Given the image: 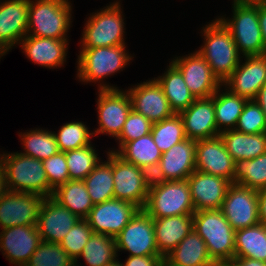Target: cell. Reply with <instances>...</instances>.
<instances>
[{
    "label": "cell",
    "mask_w": 266,
    "mask_h": 266,
    "mask_svg": "<svg viewBox=\"0 0 266 266\" xmlns=\"http://www.w3.org/2000/svg\"><path fill=\"white\" fill-rule=\"evenodd\" d=\"M6 189L11 192L34 193L44 198L50 197L54 189L49 185L42 160L23 154L0 155Z\"/></svg>",
    "instance_id": "6da1fadb"
},
{
    "label": "cell",
    "mask_w": 266,
    "mask_h": 266,
    "mask_svg": "<svg viewBox=\"0 0 266 266\" xmlns=\"http://www.w3.org/2000/svg\"><path fill=\"white\" fill-rule=\"evenodd\" d=\"M205 44L197 52L208 62L214 75L223 83L239 65L240 54L231 32L216 19L203 27Z\"/></svg>",
    "instance_id": "7a4b0ae2"
},
{
    "label": "cell",
    "mask_w": 266,
    "mask_h": 266,
    "mask_svg": "<svg viewBox=\"0 0 266 266\" xmlns=\"http://www.w3.org/2000/svg\"><path fill=\"white\" fill-rule=\"evenodd\" d=\"M193 229L206 243L215 263L234 259L235 230L221 210H201L193 214Z\"/></svg>",
    "instance_id": "3957f363"
},
{
    "label": "cell",
    "mask_w": 266,
    "mask_h": 266,
    "mask_svg": "<svg viewBox=\"0 0 266 266\" xmlns=\"http://www.w3.org/2000/svg\"><path fill=\"white\" fill-rule=\"evenodd\" d=\"M143 210L153 219L194 214L195 208L187 179L151 180L147 202Z\"/></svg>",
    "instance_id": "277c9868"
},
{
    "label": "cell",
    "mask_w": 266,
    "mask_h": 266,
    "mask_svg": "<svg viewBox=\"0 0 266 266\" xmlns=\"http://www.w3.org/2000/svg\"><path fill=\"white\" fill-rule=\"evenodd\" d=\"M70 4L68 0H29L26 35L67 40L72 15Z\"/></svg>",
    "instance_id": "5b68a950"
},
{
    "label": "cell",
    "mask_w": 266,
    "mask_h": 266,
    "mask_svg": "<svg viewBox=\"0 0 266 266\" xmlns=\"http://www.w3.org/2000/svg\"><path fill=\"white\" fill-rule=\"evenodd\" d=\"M125 45L82 48L78 56V78L83 82L102 81L122 70L132 60Z\"/></svg>",
    "instance_id": "8992f818"
},
{
    "label": "cell",
    "mask_w": 266,
    "mask_h": 266,
    "mask_svg": "<svg viewBox=\"0 0 266 266\" xmlns=\"http://www.w3.org/2000/svg\"><path fill=\"white\" fill-rule=\"evenodd\" d=\"M118 1L92 13L83 31L81 48L125 45L124 18Z\"/></svg>",
    "instance_id": "52a82bcc"
},
{
    "label": "cell",
    "mask_w": 266,
    "mask_h": 266,
    "mask_svg": "<svg viewBox=\"0 0 266 266\" xmlns=\"http://www.w3.org/2000/svg\"><path fill=\"white\" fill-rule=\"evenodd\" d=\"M233 18H218L231 32L239 54L263 55L264 45L258 18V5H233Z\"/></svg>",
    "instance_id": "ba28073f"
},
{
    "label": "cell",
    "mask_w": 266,
    "mask_h": 266,
    "mask_svg": "<svg viewBox=\"0 0 266 266\" xmlns=\"http://www.w3.org/2000/svg\"><path fill=\"white\" fill-rule=\"evenodd\" d=\"M114 199L125 200L144 209L151 175L113 152Z\"/></svg>",
    "instance_id": "9c48e42d"
},
{
    "label": "cell",
    "mask_w": 266,
    "mask_h": 266,
    "mask_svg": "<svg viewBox=\"0 0 266 266\" xmlns=\"http://www.w3.org/2000/svg\"><path fill=\"white\" fill-rule=\"evenodd\" d=\"M99 87L97 99L99 128L93 134L96 136L99 133H108L117 138L132 110L129 94L107 84H100Z\"/></svg>",
    "instance_id": "30bf717a"
},
{
    "label": "cell",
    "mask_w": 266,
    "mask_h": 266,
    "mask_svg": "<svg viewBox=\"0 0 266 266\" xmlns=\"http://www.w3.org/2000/svg\"><path fill=\"white\" fill-rule=\"evenodd\" d=\"M116 251L126 250L129 256L161 255L158 252L153 218L140 209L115 237Z\"/></svg>",
    "instance_id": "8fae6325"
},
{
    "label": "cell",
    "mask_w": 266,
    "mask_h": 266,
    "mask_svg": "<svg viewBox=\"0 0 266 266\" xmlns=\"http://www.w3.org/2000/svg\"><path fill=\"white\" fill-rule=\"evenodd\" d=\"M258 208L257 190L231 183L221 211L236 231L260 223Z\"/></svg>",
    "instance_id": "7c38bea8"
},
{
    "label": "cell",
    "mask_w": 266,
    "mask_h": 266,
    "mask_svg": "<svg viewBox=\"0 0 266 266\" xmlns=\"http://www.w3.org/2000/svg\"><path fill=\"white\" fill-rule=\"evenodd\" d=\"M139 210L131 202L111 199L95 204L85 219L94 233L116 237Z\"/></svg>",
    "instance_id": "4fadbf2b"
},
{
    "label": "cell",
    "mask_w": 266,
    "mask_h": 266,
    "mask_svg": "<svg viewBox=\"0 0 266 266\" xmlns=\"http://www.w3.org/2000/svg\"><path fill=\"white\" fill-rule=\"evenodd\" d=\"M44 197L6 191L0 199V227L36 226Z\"/></svg>",
    "instance_id": "5bb4252c"
},
{
    "label": "cell",
    "mask_w": 266,
    "mask_h": 266,
    "mask_svg": "<svg viewBox=\"0 0 266 266\" xmlns=\"http://www.w3.org/2000/svg\"><path fill=\"white\" fill-rule=\"evenodd\" d=\"M196 140L185 139L162 153L155 171L151 175L154 181L187 179L196 170Z\"/></svg>",
    "instance_id": "9a60e30c"
},
{
    "label": "cell",
    "mask_w": 266,
    "mask_h": 266,
    "mask_svg": "<svg viewBox=\"0 0 266 266\" xmlns=\"http://www.w3.org/2000/svg\"><path fill=\"white\" fill-rule=\"evenodd\" d=\"M172 63L183 75L186 86L195 98L211 97L222 86L208 62L197 51L186 57H177Z\"/></svg>",
    "instance_id": "2e32d148"
},
{
    "label": "cell",
    "mask_w": 266,
    "mask_h": 266,
    "mask_svg": "<svg viewBox=\"0 0 266 266\" xmlns=\"http://www.w3.org/2000/svg\"><path fill=\"white\" fill-rule=\"evenodd\" d=\"M245 63L222 83L225 88L240 97L254 100L261 87L266 83V54L244 56Z\"/></svg>",
    "instance_id": "e0dca14e"
},
{
    "label": "cell",
    "mask_w": 266,
    "mask_h": 266,
    "mask_svg": "<svg viewBox=\"0 0 266 266\" xmlns=\"http://www.w3.org/2000/svg\"><path fill=\"white\" fill-rule=\"evenodd\" d=\"M132 110L143 115L152 123L174 115L158 81L149 80L127 90Z\"/></svg>",
    "instance_id": "ac0fdd59"
},
{
    "label": "cell",
    "mask_w": 266,
    "mask_h": 266,
    "mask_svg": "<svg viewBox=\"0 0 266 266\" xmlns=\"http://www.w3.org/2000/svg\"><path fill=\"white\" fill-rule=\"evenodd\" d=\"M29 0L0 3V57L20 43L28 28Z\"/></svg>",
    "instance_id": "d6986e66"
},
{
    "label": "cell",
    "mask_w": 266,
    "mask_h": 266,
    "mask_svg": "<svg viewBox=\"0 0 266 266\" xmlns=\"http://www.w3.org/2000/svg\"><path fill=\"white\" fill-rule=\"evenodd\" d=\"M79 219L50 196L42 202L36 227L42 241L60 243Z\"/></svg>",
    "instance_id": "ffe728a7"
},
{
    "label": "cell",
    "mask_w": 266,
    "mask_h": 266,
    "mask_svg": "<svg viewBox=\"0 0 266 266\" xmlns=\"http://www.w3.org/2000/svg\"><path fill=\"white\" fill-rule=\"evenodd\" d=\"M196 170L226 178L232 183L234 160L221 136L196 141Z\"/></svg>",
    "instance_id": "44dd1931"
},
{
    "label": "cell",
    "mask_w": 266,
    "mask_h": 266,
    "mask_svg": "<svg viewBox=\"0 0 266 266\" xmlns=\"http://www.w3.org/2000/svg\"><path fill=\"white\" fill-rule=\"evenodd\" d=\"M42 242L36 226H15L0 232V250L11 264L25 266Z\"/></svg>",
    "instance_id": "7402d4cb"
},
{
    "label": "cell",
    "mask_w": 266,
    "mask_h": 266,
    "mask_svg": "<svg viewBox=\"0 0 266 266\" xmlns=\"http://www.w3.org/2000/svg\"><path fill=\"white\" fill-rule=\"evenodd\" d=\"M187 181L195 211L221 210L229 180L195 170Z\"/></svg>",
    "instance_id": "603a6c76"
},
{
    "label": "cell",
    "mask_w": 266,
    "mask_h": 266,
    "mask_svg": "<svg viewBox=\"0 0 266 266\" xmlns=\"http://www.w3.org/2000/svg\"><path fill=\"white\" fill-rule=\"evenodd\" d=\"M179 115L182 118L185 134L188 139L197 141L220 135L215 120L214 94L208 98H196Z\"/></svg>",
    "instance_id": "cb8c5ba5"
},
{
    "label": "cell",
    "mask_w": 266,
    "mask_h": 266,
    "mask_svg": "<svg viewBox=\"0 0 266 266\" xmlns=\"http://www.w3.org/2000/svg\"><path fill=\"white\" fill-rule=\"evenodd\" d=\"M67 40L26 35L20 43L27 58L43 67H61L66 61Z\"/></svg>",
    "instance_id": "d4e9b609"
},
{
    "label": "cell",
    "mask_w": 266,
    "mask_h": 266,
    "mask_svg": "<svg viewBox=\"0 0 266 266\" xmlns=\"http://www.w3.org/2000/svg\"><path fill=\"white\" fill-rule=\"evenodd\" d=\"M158 252L165 257L192 230L193 214L153 219Z\"/></svg>",
    "instance_id": "484cf974"
},
{
    "label": "cell",
    "mask_w": 266,
    "mask_h": 266,
    "mask_svg": "<svg viewBox=\"0 0 266 266\" xmlns=\"http://www.w3.org/2000/svg\"><path fill=\"white\" fill-rule=\"evenodd\" d=\"M119 149L112 152H115L123 160L147 171L150 175L157 168L162 156L151 133L123 144Z\"/></svg>",
    "instance_id": "4316f807"
},
{
    "label": "cell",
    "mask_w": 266,
    "mask_h": 266,
    "mask_svg": "<svg viewBox=\"0 0 266 266\" xmlns=\"http://www.w3.org/2000/svg\"><path fill=\"white\" fill-rule=\"evenodd\" d=\"M165 258L178 266H212L206 243L193 229Z\"/></svg>",
    "instance_id": "83f0119b"
},
{
    "label": "cell",
    "mask_w": 266,
    "mask_h": 266,
    "mask_svg": "<svg viewBox=\"0 0 266 266\" xmlns=\"http://www.w3.org/2000/svg\"><path fill=\"white\" fill-rule=\"evenodd\" d=\"M220 136L234 161L250 160L266 153V132L245 134L233 129L220 133Z\"/></svg>",
    "instance_id": "f1b7e54d"
},
{
    "label": "cell",
    "mask_w": 266,
    "mask_h": 266,
    "mask_svg": "<svg viewBox=\"0 0 266 266\" xmlns=\"http://www.w3.org/2000/svg\"><path fill=\"white\" fill-rule=\"evenodd\" d=\"M156 80L161 85L174 114L186 110L195 101L196 98L186 86L183 75L172 62L164 75L158 76Z\"/></svg>",
    "instance_id": "f546056e"
},
{
    "label": "cell",
    "mask_w": 266,
    "mask_h": 266,
    "mask_svg": "<svg viewBox=\"0 0 266 266\" xmlns=\"http://www.w3.org/2000/svg\"><path fill=\"white\" fill-rule=\"evenodd\" d=\"M52 197L80 219H85L94 206L83 180H68L54 190Z\"/></svg>",
    "instance_id": "4dcf8cb0"
},
{
    "label": "cell",
    "mask_w": 266,
    "mask_h": 266,
    "mask_svg": "<svg viewBox=\"0 0 266 266\" xmlns=\"http://www.w3.org/2000/svg\"><path fill=\"white\" fill-rule=\"evenodd\" d=\"M234 258H252L266 262V225L258 223L254 226L236 230Z\"/></svg>",
    "instance_id": "1f68e13d"
},
{
    "label": "cell",
    "mask_w": 266,
    "mask_h": 266,
    "mask_svg": "<svg viewBox=\"0 0 266 266\" xmlns=\"http://www.w3.org/2000/svg\"><path fill=\"white\" fill-rule=\"evenodd\" d=\"M107 154V162H100L83 180L94 205L114 199L112 150Z\"/></svg>",
    "instance_id": "d6a6232c"
},
{
    "label": "cell",
    "mask_w": 266,
    "mask_h": 266,
    "mask_svg": "<svg viewBox=\"0 0 266 266\" xmlns=\"http://www.w3.org/2000/svg\"><path fill=\"white\" fill-rule=\"evenodd\" d=\"M220 90L219 88L214 93V109L217 129L222 133L236 128L239 116L248 100L231 93L228 89H225V93H221Z\"/></svg>",
    "instance_id": "836d02e7"
},
{
    "label": "cell",
    "mask_w": 266,
    "mask_h": 266,
    "mask_svg": "<svg viewBox=\"0 0 266 266\" xmlns=\"http://www.w3.org/2000/svg\"><path fill=\"white\" fill-rule=\"evenodd\" d=\"M232 183L260 191L266 188V153L234 162Z\"/></svg>",
    "instance_id": "e575fe53"
},
{
    "label": "cell",
    "mask_w": 266,
    "mask_h": 266,
    "mask_svg": "<svg viewBox=\"0 0 266 266\" xmlns=\"http://www.w3.org/2000/svg\"><path fill=\"white\" fill-rule=\"evenodd\" d=\"M20 136L25 151L21 154L25 156L43 161L60 152L54 132L35 129Z\"/></svg>",
    "instance_id": "d590c367"
},
{
    "label": "cell",
    "mask_w": 266,
    "mask_h": 266,
    "mask_svg": "<svg viewBox=\"0 0 266 266\" xmlns=\"http://www.w3.org/2000/svg\"><path fill=\"white\" fill-rule=\"evenodd\" d=\"M79 257L88 266H105L117 257L115 237L93 233Z\"/></svg>",
    "instance_id": "8d00e7d4"
},
{
    "label": "cell",
    "mask_w": 266,
    "mask_h": 266,
    "mask_svg": "<svg viewBox=\"0 0 266 266\" xmlns=\"http://www.w3.org/2000/svg\"><path fill=\"white\" fill-rule=\"evenodd\" d=\"M151 135L158 149L164 153L175 144L187 139L179 114L152 124Z\"/></svg>",
    "instance_id": "74e56055"
},
{
    "label": "cell",
    "mask_w": 266,
    "mask_h": 266,
    "mask_svg": "<svg viewBox=\"0 0 266 266\" xmlns=\"http://www.w3.org/2000/svg\"><path fill=\"white\" fill-rule=\"evenodd\" d=\"M92 144L65 152L70 180H84L100 163Z\"/></svg>",
    "instance_id": "f35d334b"
},
{
    "label": "cell",
    "mask_w": 266,
    "mask_h": 266,
    "mask_svg": "<svg viewBox=\"0 0 266 266\" xmlns=\"http://www.w3.org/2000/svg\"><path fill=\"white\" fill-rule=\"evenodd\" d=\"M60 152L79 149L90 145L91 135L88 127L82 122H70L54 133Z\"/></svg>",
    "instance_id": "ab89813d"
},
{
    "label": "cell",
    "mask_w": 266,
    "mask_h": 266,
    "mask_svg": "<svg viewBox=\"0 0 266 266\" xmlns=\"http://www.w3.org/2000/svg\"><path fill=\"white\" fill-rule=\"evenodd\" d=\"M25 266H75L59 243L42 241Z\"/></svg>",
    "instance_id": "60d3db41"
},
{
    "label": "cell",
    "mask_w": 266,
    "mask_h": 266,
    "mask_svg": "<svg viewBox=\"0 0 266 266\" xmlns=\"http://www.w3.org/2000/svg\"><path fill=\"white\" fill-rule=\"evenodd\" d=\"M93 230L86 219H79L60 241L61 248L77 262L84 246L93 234Z\"/></svg>",
    "instance_id": "b9f144b4"
},
{
    "label": "cell",
    "mask_w": 266,
    "mask_h": 266,
    "mask_svg": "<svg viewBox=\"0 0 266 266\" xmlns=\"http://www.w3.org/2000/svg\"><path fill=\"white\" fill-rule=\"evenodd\" d=\"M235 130L245 134L266 132V116L254 100L246 102Z\"/></svg>",
    "instance_id": "7bdbcfd3"
},
{
    "label": "cell",
    "mask_w": 266,
    "mask_h": 266,
    "mask_svg": "<svg viewBox=\"0 0 266 266\" xmlns=\"http://www.w3.org/2000/svg\"><path fill=\"white\" fill-rule=\"evenodd\" d=\"M152 124L146 117L131 110L120 135L116 138L119 140V148L127 142L151 133Z\"/></svg>",
    "instance_id": "ee69618b"
},
{
    "label": "cell",
    "mask_w": 266,
    "mask_h": 266,
    "mask_svg": "<svg viewBox=\"0 0 266 266\" xmlns=\"http://www.w3.org/2000/svg\"><path fill=\"white\" fill-rule=\"evenodd\" d=\"M49 185L55 190L70 180L65 152H59L42 161Z\"/></svg>",
    "instance_id": "f6af8a7d"
},
{
    "label": "cell",
    "mask_w": 266,
    "mask_h": 266,
    "mask_svg": "<svg viewBox=\"0 0 266 266\" xmlns=\"http://www.w3.org/2000/svg\"><path fill=\"white\" fill-rule=\"evenodd\" d=\"M162 255L129 256L123 266H161Z\"/></svg>",
    "instance_id": "bcb514c9"
},
{
    "label": "cell",
    "mask_w": 266,
    "mask_h": 266,
    "mask_svg": "<svg viewBox=\"0 0 266 266\" xmlns=\"http://www.w3.org/2000/svg\"><path fill=\"white\" fill-rule=\"evenodd\" d=\"M258 18L264 45V54H266V3L258 5Z\"/></svg>",
    "instance_id": "7dc6e473"
},
{
    "label": "cell",
    "mask_w": 266,
    "mask_h": 266,
    "mask_svg": "<svg viewBox=\"0 0 266 266\" xmlns=\"http://www.w3.org/2000/svg\"><path fill=\"white\" fill-rule=\"evenodd\" d=\"M258 207L260 222L266 225V188L258 191Z\"/></svg>",
    "instance_id": "c3c4849f"
},
{
    "label": "cell",
    "mask_w": 266,
    "mask_h": 266,
    "mask_svg": "<svg viewBox=\"0 0 266 266\" xmlns=\"http://www.w3.org/2000/svg\"><path fill=\"white\" fill-rule=\"evenodd\" d=\"M254 101L260 106L266 116V83L261 87Z\"/></svg>",
    "instance_id": "681fc988"
},
{
    "label": "cell",
    "mask_w": 266,
    "mask_h": 266,
    "mask_svg": "<svg viewBox=\"0 0 266 266\" xmlns=\"http://www.w3.org/2000/svg\"><path fill=\"white\" fill-rule=\"evenodd\" d=\"M241 266H266V262L252 258H234Z\"/></svg>",
    "instance_id": "f907efd6"
},
{
    "label": "cell",
    "mask_w": 266,
    "mask_h": 266,
    "mask_svg": "<svg viewBox=\"0 0 266 266\" xmlns=\"http://www.w3.org/2000/svg\"><path fill=\"white\" fill-rule=\"evenodd\" d=\"M233 5H260L265 4L266 0H234Z\"/></svg>",
    "instance_id": "816d5d0a"
},
{
    "label": "cell",
    "mask_w": 266,
    "mask_h": 266,
    "mask_svg": "<svg viewBox=\"0 0 266 266\" xmlns=\"http://www.w3.org/2000/svg\"><path fill=\"white\" fill-rule=\"evenodd\" d=\"M6 191H7V189H6V185H5L4 174H3L2 167L0 165V199Z\"/></svg>",
    "instance_id": "f5cc1de1"
},
{
    "label": "cell",
    "mask_w": 266,
    "mask_h": 266,
    "mask_svg": "<svg viewBox=\"0 0 266 266\" xmlns=\"http://www.w3.org/2000/svg\"><path fill=\"white\" fill-rule=\"evenodd\" d=\"M221 264L223 266H241L235 259L224 261Z\"/></svg>",
    "instance_id": "db71d44e"
},
{
    "label": "cell",
    "mask_w": 266,
    "mask_h": 266,
    "mask_svg": "<svg viewBox=\"0 0 266 266\" xmlns=\"http://www.w3.org/2000/svg\"><path fill=\"white\" fill-rule=\"evenodd\" d=\"M118 259L115 258L112 262H110L109 264H106L105 266H123V263H120L119 261H117Z\"/></svg>",
    "instance_id": "11a10c76"
},
{
    "label": "cell",
    "mask_w": 266,
    "mask_h": 266,
    "mask_svg": "<svg viewBox=\"0 0 266 266\" xmlns=\"http://www.w3.org/2000/svg\"><path fill=\"white\" fill-rule=\"evenodd\" d=\"M161 266H178L175 264L170 263L165 257L163 258L162 262H161Z\"/></svg>",
    "instance_id": "9f6ffc18"
},
{
    "label": "cell",
    "mask_w": 266,
    "mask_h": 266,
    "mask_svg": "<svg viewBox=\"0 0 266 266\" xmlns=\"http://www.w3.org/2000/svg\"><path fill=\"white\" fill-rule=\"evenodd\" d=\"M212 266H223L221 263H215L214 265Z\"/></svg>",
    "instance_id": "6f0895ef"
}]
</instances>
